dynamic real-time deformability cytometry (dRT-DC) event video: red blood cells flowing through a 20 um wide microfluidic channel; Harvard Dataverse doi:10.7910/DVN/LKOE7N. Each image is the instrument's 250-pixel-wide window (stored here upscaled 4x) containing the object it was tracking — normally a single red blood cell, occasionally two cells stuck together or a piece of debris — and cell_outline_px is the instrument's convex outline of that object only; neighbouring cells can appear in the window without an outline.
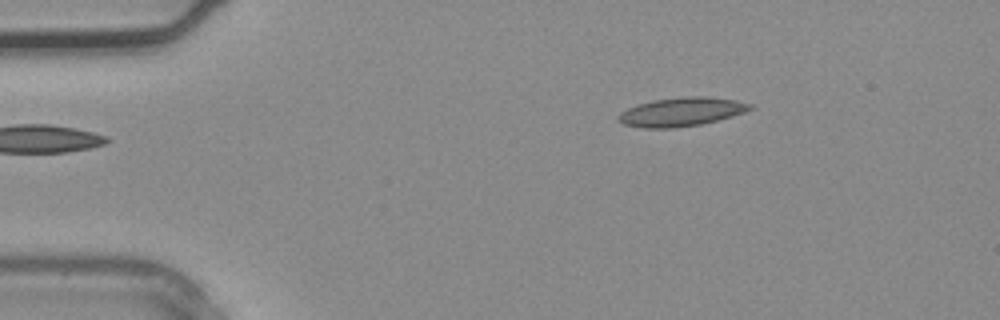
{"species": "common noctule bat (a hibernating species)", "species_latin": "Nyctalus noctula", "temperature_condition": "warm", "stored_images_in_passage": 2, "camera_frame_rate_fps": 3000, "um_per_image_px": 0.085, "animal": {"sex": "male", "body_mass_g": 20.4}, "frame": {"image": 1, "passage_image": 2, "time_ms": 0.333, "image_size_px": [1000, 320], "cell_outline_px": [[756, 108], [732, 116], [700, 124], [672, 128], [644, 128], [624, 124], [616, 120], [620, 112], [636, 104], [652, 100], [680, 96], [704, 96], [736, 100], [752, 104]], "centroid_in_image_um": [57.91, 9.49], "position_along_channel_um": 27.1, "area_um2": 22.2}}